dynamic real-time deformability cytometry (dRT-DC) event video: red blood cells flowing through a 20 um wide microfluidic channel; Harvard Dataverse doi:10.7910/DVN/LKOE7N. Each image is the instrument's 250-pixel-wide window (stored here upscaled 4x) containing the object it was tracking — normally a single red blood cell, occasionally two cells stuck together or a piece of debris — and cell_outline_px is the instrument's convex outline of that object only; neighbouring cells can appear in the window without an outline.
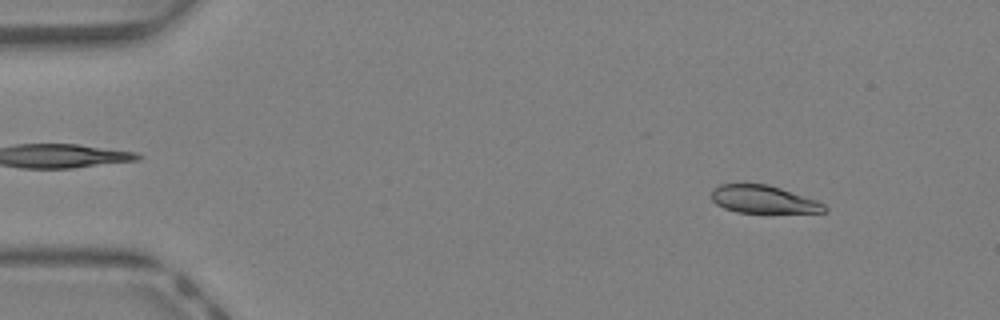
{"species": "Egyptian fruit bat (a non-hibernating species)", "species_latin": "Rousettus aegyptiacus", "temperature_condition": "warm", "stored_images_in_passage": 38, "camera_frame_rate_fps": 3000, "um_per_image_px": 0.085, "animal": {"sex": "female"}, "frame": {"image": 1, "passage_image": 1, "time_ms": 0.0, "image_size_px": [1000, 320], "cell_outline_px": [[828, 212], [736, 212], [724, 208], [716, 204], [712, 200], [712, 188], [720, 184], [768, 184], [816, 200], [824, 204], [828, 208]], "centroid_in_image_um": [64.87, 16.94], "position_along_channel_um": 20.1, "area_um2": 18.09}}
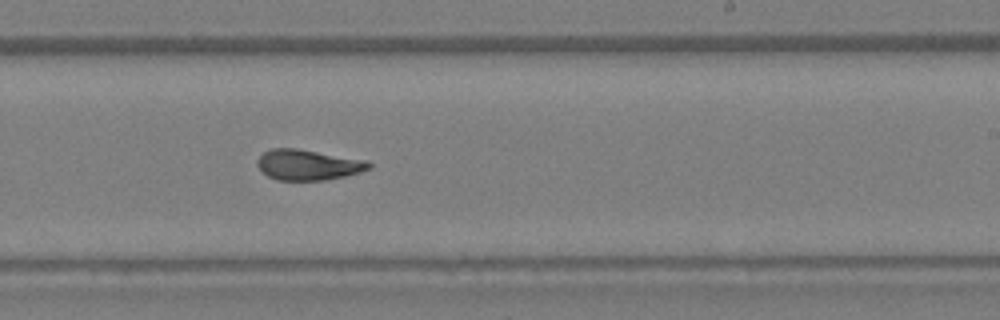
{"frame": {"image": 2, "passage_image": 22, "time_ms": 7.0, "image_size_px": [1000, 320], "cell_outline_px": [[372, 168], [360, 172], [344, 176], [324, 180], [276, 180], [268, 176], [256, 164], [256, 160], [264, 152], [272, 148], [296, 148], [364, 160], [372, 164]], "centroid_in_image_um": [26.16, 14.01], "position_along_channel_um": 262.8, "area_um2": 19.65}}
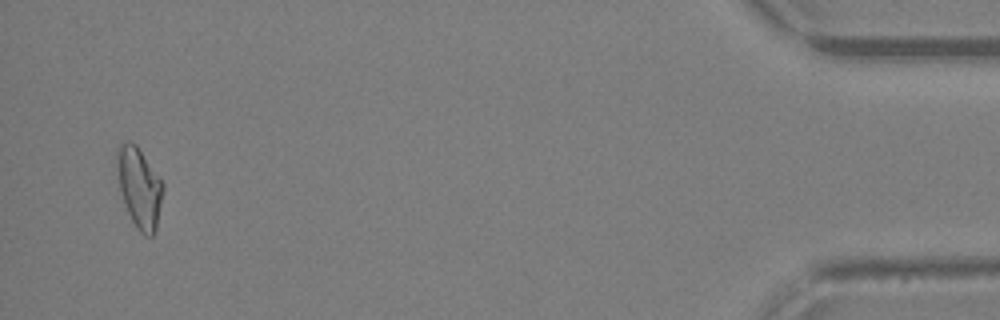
{"frame": {"image": 3, "passage_image": 37, "time_ms": 12.0, "image_size_px": [1000, 320], "cell_outline_px": [[164, 188], [156, 228], [152, 236], [144, 236], [136, 228], [128, 212], [120, 192], [116, 168], [116, 148], [120, 140], [136, 144], [164, 184]], "centroid_in_image_um": [11.81, 15.91], "position_along_channel_um": 423.4, "area_um2": 21.62}, "authors_computed_cell_mechanics": {"area_um2": 20.23, "velocity_mm_per_s": 4.8654, "shape_relaxation_time_tau1_ms": 8.8872, "shape_relaxation_time_tau2_ms": 1.7646, "deformation_change_tau1": 0.2582, "deformation_change_tau2": 0.0685}}